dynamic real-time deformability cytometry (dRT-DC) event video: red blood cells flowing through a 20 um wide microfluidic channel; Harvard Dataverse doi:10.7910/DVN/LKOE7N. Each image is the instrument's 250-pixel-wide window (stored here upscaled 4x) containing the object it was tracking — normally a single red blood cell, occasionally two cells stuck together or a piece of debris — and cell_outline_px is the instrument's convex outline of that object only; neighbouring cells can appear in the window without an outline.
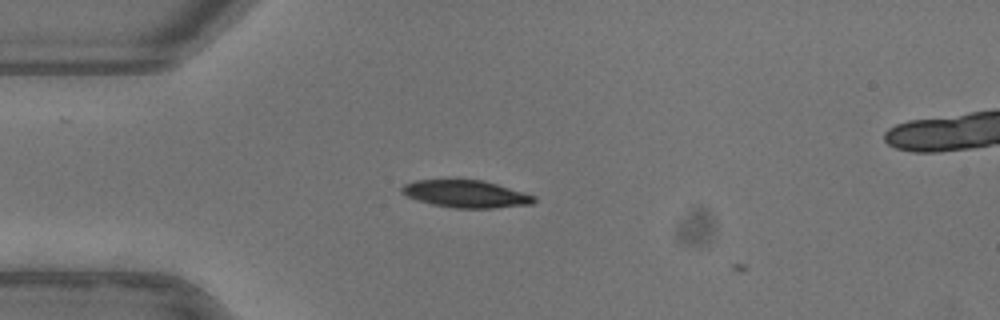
{"species": "common noctule bat (a hibernating species)", "species_latin": "Nyctalus noctula", "temperature_condition": "warm", "stored_images_in_passage": 3, "camera_frame_rate_fps": 3000, "um_per_image_px": 0.085, "animal": {"sex": "female"}, "frame": {"image": 1, "passage_image": 1, "time_ms": 0.0, "image_size_px": [1000, 320], "cell_outline_px": [[536, 200], [532, 204], [492, 208], [456, 208], [432, 204], [408, 196], [400, 192], [400, 188], [404, 184], [416, 180], [448, 176], [456, 176], [484, 180], [524, 192], [536, 196]], "centroid_in_image_um": [39.56, 16.41], "position_along_channel_um": 45.4, "area_um2": 22.02}}